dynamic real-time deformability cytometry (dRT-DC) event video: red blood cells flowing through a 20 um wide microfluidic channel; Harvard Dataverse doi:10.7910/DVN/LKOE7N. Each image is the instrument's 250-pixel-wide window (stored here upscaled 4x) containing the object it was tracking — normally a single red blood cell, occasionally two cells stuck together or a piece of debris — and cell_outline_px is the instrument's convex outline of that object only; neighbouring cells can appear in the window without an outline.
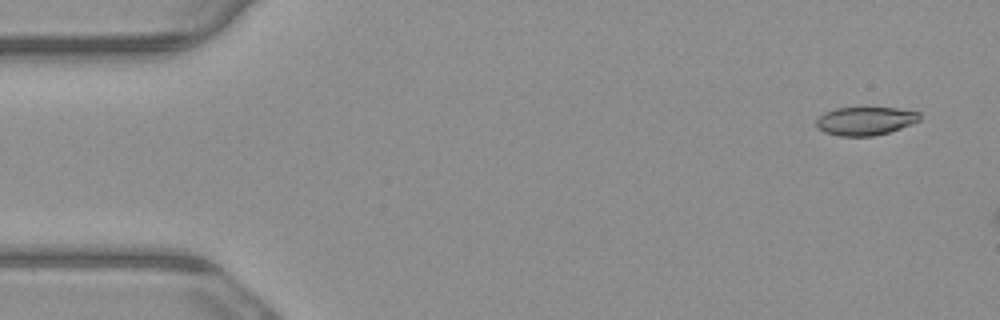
{"species": "common noctule bat (a hibernating species)", "species_latin": "Nyctalus noctula", "temperature_condition": "warm", "stored_images_in_passage": 4, "camera_frame_rate_fps": 3000, "um_per_image_px": 0.085, "animal": {"sex": "male", "body_mass_g": 23.1, "forearm_length_mm": 52.7}, "frame": {"image": 1, "passage_image": 1, "time_ms": 0.0, "image_size_px": [1000, 320], "cell_outline_px": [[920, 120], [912, 124], [888, 132], [872, 136], [840, 136], [824, 132], [816, 128], [816, 120], [824, 112], [836, 108], [896, 108], [920, 112]], "centroid_in_image_um": [73.53, 10.28], "position_along_channel_um": 11.5, "area_um2": 17.05}}